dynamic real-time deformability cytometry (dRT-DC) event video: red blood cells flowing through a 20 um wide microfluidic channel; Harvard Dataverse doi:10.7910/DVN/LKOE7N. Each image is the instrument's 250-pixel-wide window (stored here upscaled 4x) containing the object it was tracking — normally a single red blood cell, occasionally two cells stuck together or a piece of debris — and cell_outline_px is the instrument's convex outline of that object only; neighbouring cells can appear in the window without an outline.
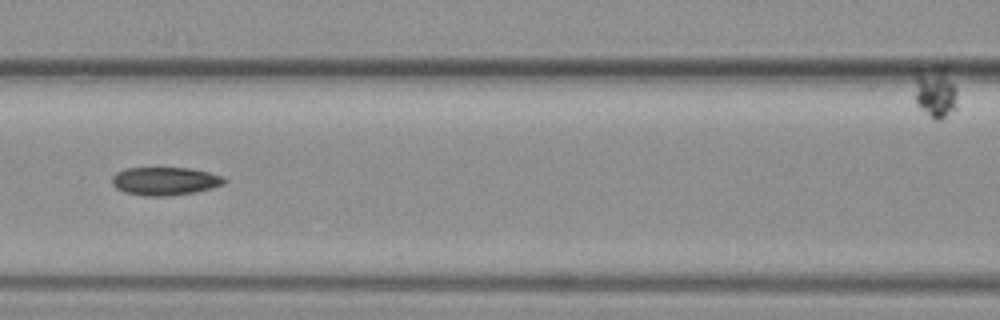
{"species": "common noctule bat (a hibernating species)", "species_latin": "Nyctalus noctula", "temperature_condition": "warm", "stored_images_in_passage": 48, "camera_frame_rate_fps": 3000, "um_per_image_px": 0.085, "animal": {"sex": "female", "body_mass_g": 19.3, "forearm_length_mm": 54.1}, "frame": {"image": 1, "passage_image": 19, "time_ms": 6.0, "image_size_px": [1000, 320], "cell_outline_px": [[228, 180], [224, 184], [212, 188], [192, 192], [168, 196], [144, 196], [124, 192], [116, 188], [112, 184], [112, 176], [116, 172], [124, 168], [192, 168], [224, 176]], "centroid_in_image_um": [14.02, 15.39], "position_along_channel_um": 152.6, "area_um2": 18.55}}
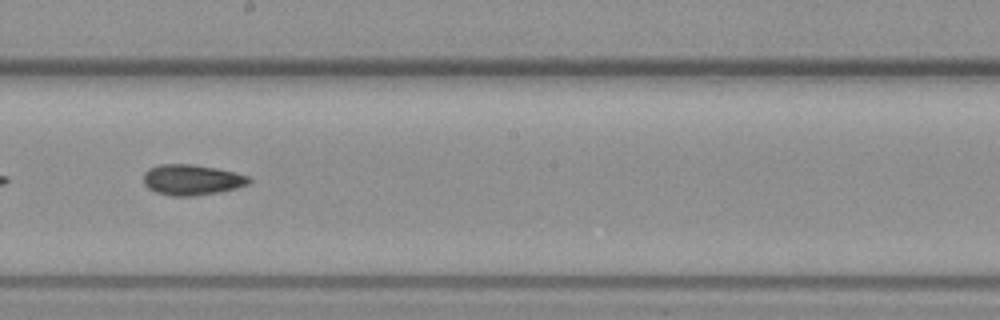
{"frame": {"image": 2, "passage_image": 25, "time_ms": 8.0, "image_size_px": [1000, 320], "cell_outline_px": [[252, 180], [248, 184], [236, 188], [216, 192], [192, 196], [172, 196], [156, 192], [148, 188], [144, 184], [144, 172], [148, 168], [160, 164], [196, 164], [216, 168], [248, 176]], "centroid_in_image_um": [16.27, 15.27], "position_along_channel_um": 231.9, "area_um2": 18.73}}
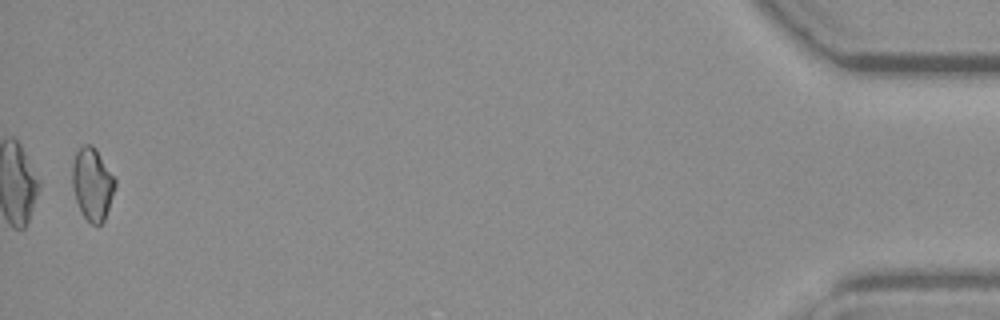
{"frame": {"image": 3, "passage_image": 47, "time_ms": 15.333, "image_size_px": [1000, 320], "cell_outline_px": [[116, 184], [104, 220], [100, 224], [92, 224], [80, 212], [76, 200], [72, 184], [72, 164], [76, 152], [84, 144], [92, 144], [96, 148], [116, 180]], "centroid_in_image_um": [7.84, 15.62], "position_along_channel_um": 427.4, "area_um2": 17.92}, "authors_computed_cell_mechanics": {"area_um2": 18.4671, "velocity_mm_per_s": 3.9784, "shape_relaxation_time_tau1_ms": 10.4468, "shape_relaxation_time_tau2_ms": 4.4793, "deformation_change_tau1": 0.1777, "deformation_change_tau2": 0.0952}}